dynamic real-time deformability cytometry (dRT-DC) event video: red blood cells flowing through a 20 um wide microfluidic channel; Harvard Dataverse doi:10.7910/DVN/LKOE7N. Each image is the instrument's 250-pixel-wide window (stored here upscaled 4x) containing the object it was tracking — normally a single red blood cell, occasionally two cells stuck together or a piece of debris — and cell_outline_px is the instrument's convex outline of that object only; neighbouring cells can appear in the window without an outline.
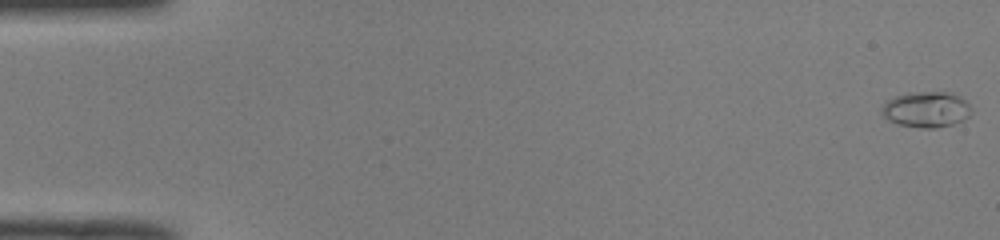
{"species": "common noctule bat (a hibernating species)", "species_latin": "Nyctalus noctula", "temperature_condition": "room temperature", "stored_images_in_passage": 51, "camera_frame_rate_fps": 3000, "um_per_image_px": 0.085, "animal": {"sex": "male", "body_mass_g": 19.0, "forearm_length_mm": 50.8}, "frame": {"image": 1, "passage_image": 1, "time_ms": 0.0, "image_size_px": [1000, 240], "cell_outline_px": [[972, 112], [968, 116], [952, 124], [936, 128], [924, 128], [900, 124], [888, 120], [880, 112], [880, 108], [888, 100], [896, 96], [908, 92], [952, 92], [960, 96], [972, 108]], "centroid_in_image_um": [78.73, 9.29], "position_along_channel_um": 6.3, "area_um2": 18.61}}
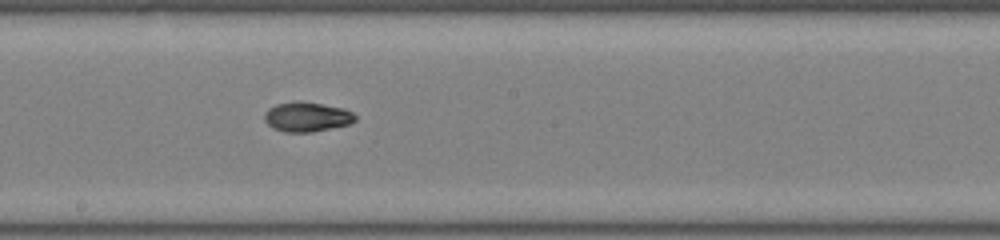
{"frame": {"image": 2, "passage_image": 29, "time_ms": 9.333, "image_size_px": [1000, 240], "cell_outline_px": [[356, 120], [348, 124], [312, 132], [284, 132], [272, 128], [264, 120], [264, 112], [268, 108], [276, 104], [296, 100], [300, 100], [344, 108], [352, 112], [356, 116]], "centroid_in_image_um": [26.05, 9.92], "position_along_channel_um": 222.2, "area_um2": 15.84}}
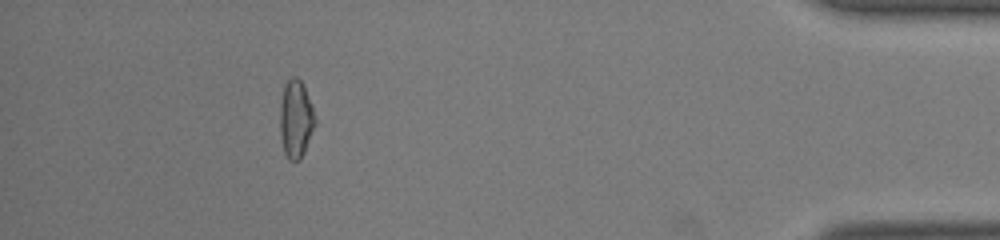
{"frame": {"image": 3, "passage_image": 47, "time_ms": 15.333, "image_size_px": [1000, 240], "cell_outline_px": [[316, 124], [304, 152], [300, 160], [288, 160], [284, 152], [280, 132], [280, 104], [284, 84], [292, 76], [296, 76], [300, 80], [304, 88], [312, 108], [316, 120]], "centroid_in_image_um": [25.13, 10.13], "position_along_channel_um": 410.1, "area_um2": 15.78}, "authors_computed_cell_mechanics": {"area_um2": 15.7794, "velocity_mm_per_s": 4.0293, "shape_relaxation_time_tau1_ms": 7.3724, "shape_relaxation_time_tau2_ms": 4.2691, "deformation_change_tau1": 0.23, "deformation_change_tau2": 0.0804}}